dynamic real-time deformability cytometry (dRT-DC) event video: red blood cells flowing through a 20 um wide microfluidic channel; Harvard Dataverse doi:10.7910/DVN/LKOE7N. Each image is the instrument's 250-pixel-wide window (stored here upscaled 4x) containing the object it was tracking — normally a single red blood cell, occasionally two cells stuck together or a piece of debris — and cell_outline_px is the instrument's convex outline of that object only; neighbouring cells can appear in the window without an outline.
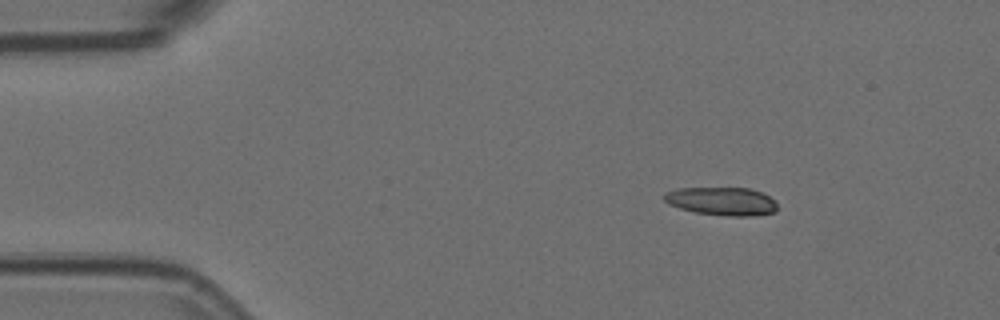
{"species": "Egyptian fruit bat (a non-hibernating species)", "species_latin": "Rousettus aegyptiacus", "temperature_condition": "room temperature", "stored_images_in_passage": 4, "camera_frame_rate_fps": 3000, "um_per_image_px": 0.085, "animal": {"sex": "female"}, "frame": {"image": 1, "passage_image": 1, "time_ms": 0.0, "image_size_px": [1000, 320], "cell_outline_px": [[776, 212], [756, 216], [728, 216], [696, 212], [680, 208], [668, 204], [664, 200], [664, 192], [676, 188], [748, 188], [760, 192], [776, 200]], "centroid_in_image_um": [61.35, 17.1], "position_along_channel_um": 23.6, "area_um2": 18.67}}
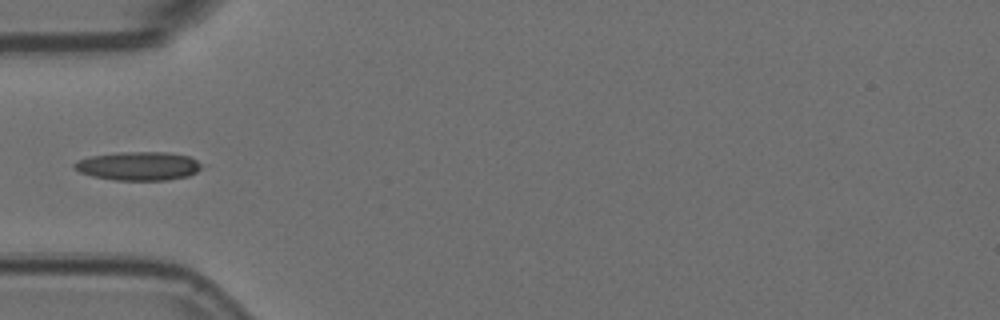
{"frame": {"image": 2, "passage_image": 4, "time_ms": 1.0, "image_size_px": [1000, 320], "cell_outline_px": [[200, 168], [196, 172], [188, 176], [168, 180], [112, 180], [92, 176], [80, 172], [72, 168], [72, 164], [80, 160], [92, 156], [116, 152], [168, 152], [188, 156], [196, 160], [200, 164]], "centroid_in_image_um": [11.74, 14.11], "position_along_channel_um": 73.3, "area_um2": 21.21}}